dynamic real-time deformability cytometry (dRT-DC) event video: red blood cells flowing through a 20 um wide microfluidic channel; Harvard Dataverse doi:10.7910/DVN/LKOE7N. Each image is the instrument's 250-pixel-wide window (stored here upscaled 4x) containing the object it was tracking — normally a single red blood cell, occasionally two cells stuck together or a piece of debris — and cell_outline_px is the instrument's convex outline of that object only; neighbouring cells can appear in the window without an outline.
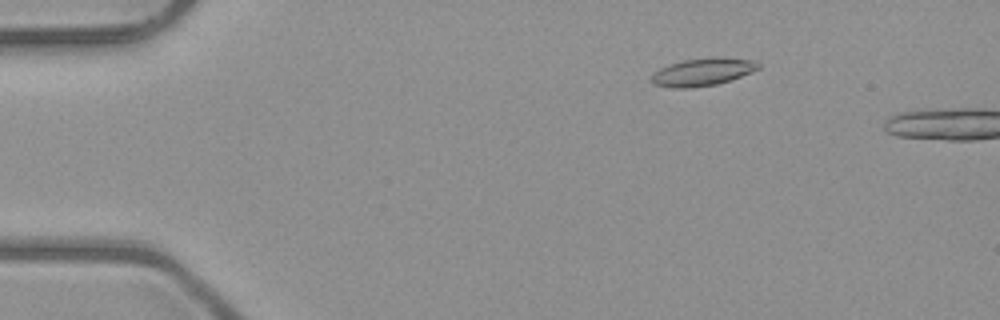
{"species": "common noctule bat (a hibernating species)", "species_latin": "Nyctalus noctula", "temperature_condition": "room temperature", "stored_images_in_passage": 8, "camera_frame_rate_fps": 3000, "um_per_image_px": 0.085, "animal": {"sex": "male", "body_mass_g": 23.1, "forearm_length_mm": 52.7}, "frame": {"image": 1, "passage_image": 5, "time_ms": 1.333, "image_size_px": [1000, 320], "cell_outline_px": [[760, 68], [752, 72], [716, 84], [688, 88], [672, 88], [652, 84], [652, 76], [660, 68], [668, 64], [684, 60], [712, 56], [756, 60], [760, 64]], "centroid_in_image_um": [59.74, 6.1], "position_along_channel_um": 25.3, "area_um2": 17.22}}